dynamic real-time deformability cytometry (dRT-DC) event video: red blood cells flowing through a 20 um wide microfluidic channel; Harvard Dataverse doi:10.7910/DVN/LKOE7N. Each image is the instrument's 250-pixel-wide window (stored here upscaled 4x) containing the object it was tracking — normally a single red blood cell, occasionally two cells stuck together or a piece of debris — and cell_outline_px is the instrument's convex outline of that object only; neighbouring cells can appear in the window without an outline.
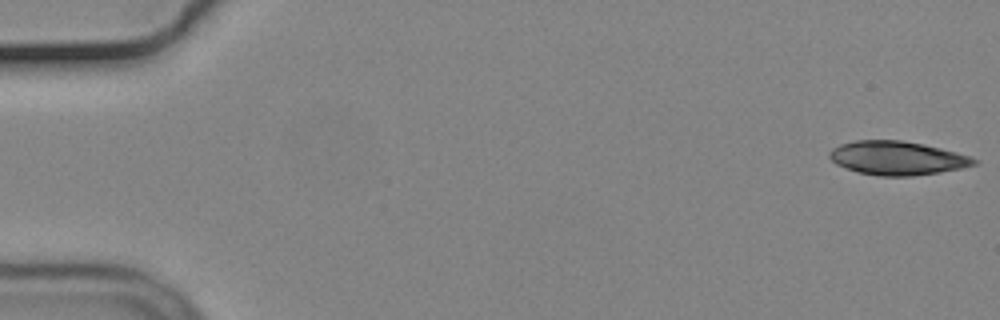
{"species": "common noctule bat (a hibernating species)", "species_latin": "Nyctalus noctula", "temperature_condition": "cold", "stored_images_in_passage": 4, "camera_frame_rate_fps": 3000, "um_per_image_px": 0.085, "animal": {"sex": "male", "body_mass_g": 19.2, "forearm_length_mm": 51.8}, "frame": {"image": 1, "passage_image": 1, "time_ms": 0.0, "image_size_px": [1000, 320], "cell_outline_px": [[980, 160], [976, 164], [960, 168], [940, 172], [912, 176], [880, 176], [856, 172], [836, 164], [828, 156], [828, 152], [832, 148], [840, 144], [856, 140], [900, 140], [924, 144], [956, 152]], "centroid_in_image_um": [76.23, 13.43], "position_along_channel_um": 8.8, "area_um2": 28.44}}